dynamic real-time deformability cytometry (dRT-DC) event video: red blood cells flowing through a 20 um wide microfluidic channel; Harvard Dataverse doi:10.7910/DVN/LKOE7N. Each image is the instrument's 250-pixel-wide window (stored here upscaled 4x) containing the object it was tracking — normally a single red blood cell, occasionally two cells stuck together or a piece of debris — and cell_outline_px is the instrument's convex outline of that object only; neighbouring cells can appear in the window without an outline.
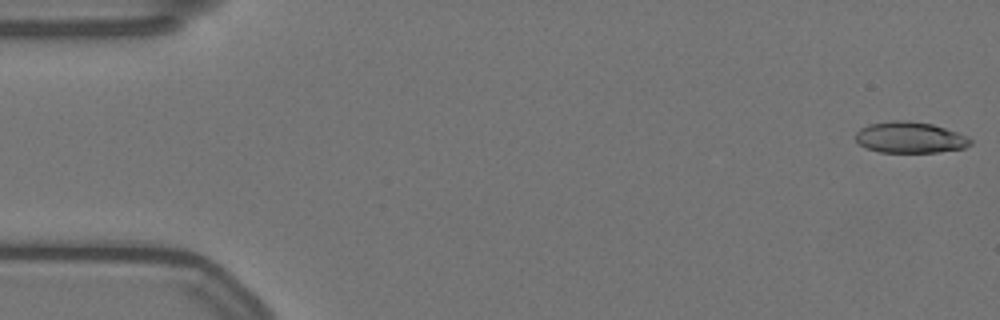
{"species": "Egyptian fruit bat (a non-hibernating species)", "species_latin": "Rousettus aegyptiacus", "temperature_condition": "warm", "stored_images_in_passage": 57, "camera_frame_rate_fps": 3000, "um_per_image_px": 0.085, "animal": {"sex": "female"}, "frame": {"image": 1, "passage_image": 1, "time_ms": 0.0, "image_size_px": [1000, 320], "cell_outline_px": [[972, 144], [964, 148], [940, 152], [880, 152], [868, 148], [860, 144], [856, 140], [856, 132], [860, 128], [868, 124], [892, 120], [908, 120], [932, 124], [968, 136], [972, 140]], "centroid_in_image_um": [77.36, 11.68], "position_along_channel_um": 7.6, "area_um2": 20.87}}
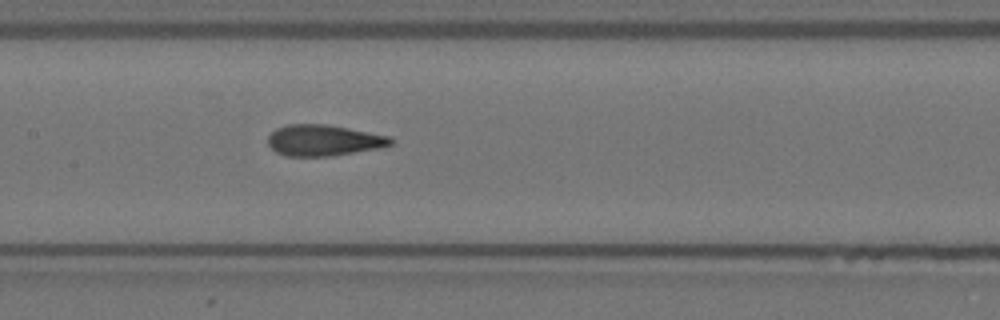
{"frame": {"image": 2, "passage_image": 27, "time_ms": 8.667, "image_size_px": [1000, 320], "cell_outline_px": [[396, 140], [392, 144], [380, 148], [332, 156], [284, 156], [276, 152], [268, 144], [268, 136], [276, 128], [288, 124], [328, 124], [392, 136]], "centroid_in_image_um": [27.55, 11.92], "position_along_channel_um": 179.9, "area_um2": 22.54}}
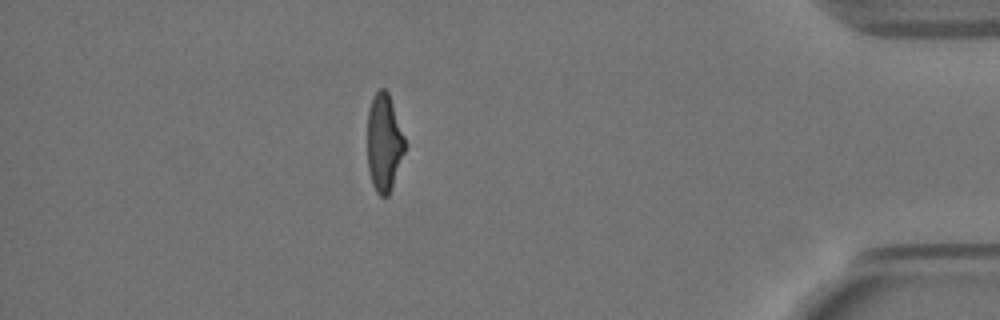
{"frame": {"image": 3, "passage_image": 50, "time_ms": 16.333, "image_size_px": [1000, 320], "cell_outline_px": [[404, 152], [392, 188], [388, 196], [380, 196], [376, 192], [372, 184], [368, 168], [368, 112], [372, 96], [380, 88], [384, 88], [388, 92], [404, 136]], "centroid_in_image_um": [32.63, 12.14], "position_along_channel_um": 402.6, "area_um2": 21.1}, "authors_computed_cell_mechanics": {"area_um2": 22.3108, "velocity_mm_per_s": 3.5184, "shape_relaxation_time_tau1_ms": 9.1912, "shape_relaxation_time_tau2_ms": 1.2152, "deformation_change_tau1": 0.2692, "deformation_change_tau2": 0.0849}}